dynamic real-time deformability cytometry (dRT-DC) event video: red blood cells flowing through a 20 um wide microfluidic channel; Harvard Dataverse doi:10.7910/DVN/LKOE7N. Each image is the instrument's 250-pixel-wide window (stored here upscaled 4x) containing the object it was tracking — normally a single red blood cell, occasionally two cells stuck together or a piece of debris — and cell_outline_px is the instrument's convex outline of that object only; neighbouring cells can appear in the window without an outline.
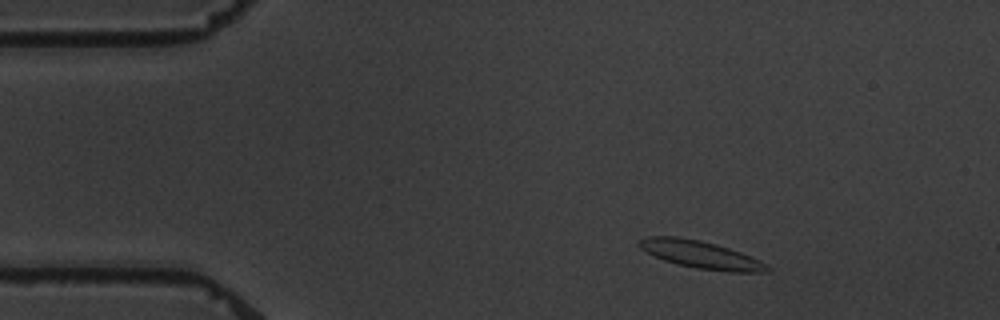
{"species": "common noctule bat (a hibernating species)", "species_latin": "Nyctalus noctula", "temperature_condition": "warm", "stored_images_in_passage": 7, "camera_frame_rate_fps": 3000, "um_per_image_px": 0.085, "animal": {"sex": "male", "body_mass_g": 19.5, "forearm_length_mm": 54.6}, "frame": {"image": 1, "passage_image": 2, "time_ms": 1.333, "image_size_px": [1000, 320], "cell_outline_px": [[772, 272], [732, 272], [696, 268], [664, 260], [640, 248], [636, 244], [640, 240], [648, 236], [676, 236], [700, 240], [716, 244], [740, 252], [760, 260], [768, 264], [772, 268]], "centroid_in_image_um": [59.62, 21.64], "position_along_channel_um": 25.4, "area_um2": 20.46}}
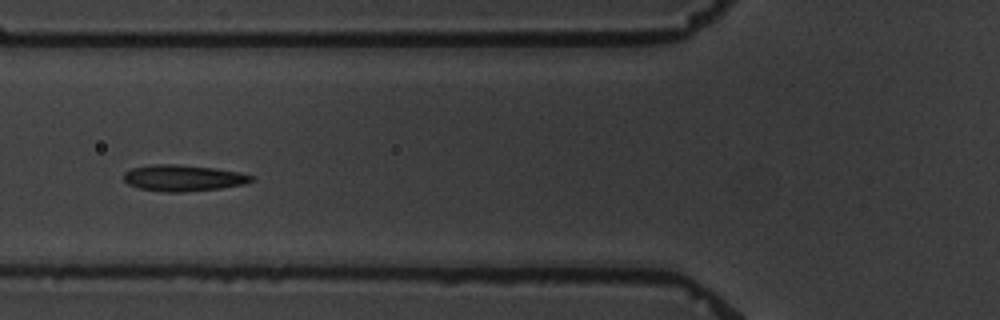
{"frame": {"image": 2, "passage_image": 6, "time_ms": 5.667, "image_size_px": [1000, 320], "cell_outline_px": [[256, 176], [252, 180], [244, 184], [220, 188], [184, 192], [168, 192], [140, 188], [128, 184], [124, 180], [124, 172], [132, 168], [148, 164], [176, 164], [216, 168], [240, 172]], "centroid_in_image_um": [15.58, 15.11], "position_along_channel_um": 110.2, "area_um2": 19.59}}
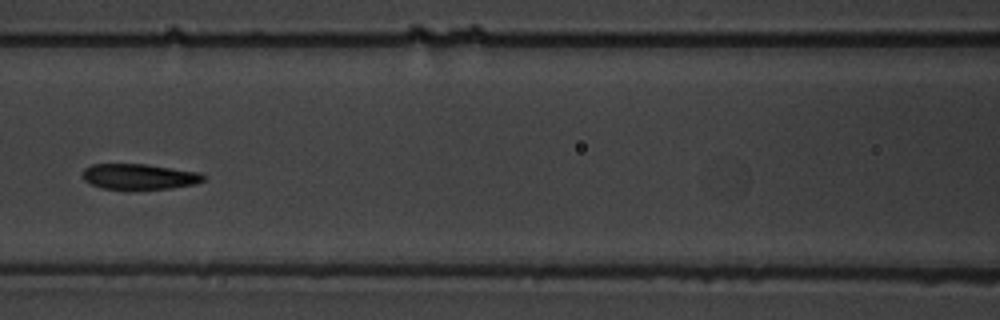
{"frame": {"image": 3, "passage_image": 7, "time_ms": 7.0, "image_size_px": [1000, 320], "cell_outline_px": [[204, 180], [192, 184], [172, 188], [100, 188], [84, 180], [84, 168], [92, 164], [144, 164], [200, 172], [204, 176]], "centroid_in_image_um": [11.82, 14.99], "position_along_channel_um": 154.8, "area_um2": 17.51}}